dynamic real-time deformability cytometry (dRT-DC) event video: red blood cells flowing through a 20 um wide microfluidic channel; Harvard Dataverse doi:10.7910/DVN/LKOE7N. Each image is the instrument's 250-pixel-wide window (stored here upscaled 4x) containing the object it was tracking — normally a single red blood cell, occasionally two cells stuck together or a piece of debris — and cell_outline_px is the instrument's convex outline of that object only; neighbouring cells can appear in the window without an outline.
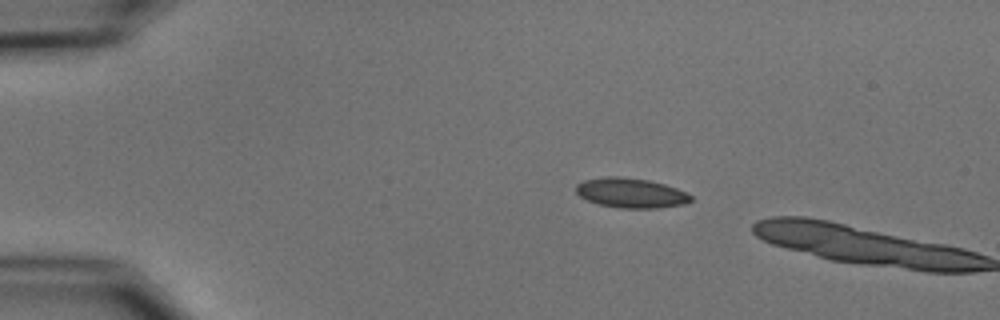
{"species": "common noctule bat (a hibernating species)", "species_latin": "Nyctalus noctula", "temperature_condition": "cold", "stored_images_in_passage": 2, "camera_frame_rate_fps": 3000, "um_per_image_px": 0.085, "animal": {"sex": "male", "body_mass_g": 15.6}, "frame": {"image": 1, "passage_image": 1, "time_ms": 0.0, "image_size_px": [1000, 320], "cell_outline_px": [[692, 200], [684, 204], [660, 208], [620, 208], [600, 204], [588, 200], [580, 196], [576, 192], [576, 184], [584, 180], [604, 176], [620, 176], [648, 180], [664, 184], [676, 188], [692, 196]], "centroid_in_image_um": [53.62, 16.39], "position_along_channel_um": 31.4, "area_um2": 19.88}}